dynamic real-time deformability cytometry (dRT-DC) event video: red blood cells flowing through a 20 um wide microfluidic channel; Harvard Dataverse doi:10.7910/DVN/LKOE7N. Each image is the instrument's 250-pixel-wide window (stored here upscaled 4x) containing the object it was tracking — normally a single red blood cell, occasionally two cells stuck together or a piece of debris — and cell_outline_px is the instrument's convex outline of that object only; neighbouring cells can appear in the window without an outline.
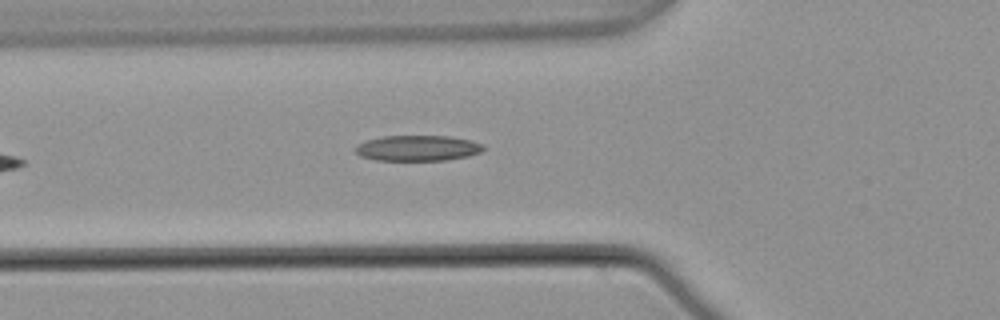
{"species": "common noctule bat (a hibernating species)", "species_latin": "Nyctalus noctula", "temperature_condition": "warm", "stored_images_in_passage": 4, "camera_frame_rate_fps": 3000, "um_per_image_px": 0.085, "animal": {"sex": "male", "body_mass_g": 21.5, "forearm_length_mm": 52.0}, "frame": {"image": 1, "passage_image": 4, "time_ms": 1.0, "image_size_px": [1000, 320], "cell_outline_px": [[484, 148], [480, 152], [468, 156], [444, 160], [376, 160], [360, 156], [352, 148], [356, 144], [380, 136], [448, 136], [472, 140], [484, 144]], "centroid_in_image_um": [35.47, 12.58], "position_along_channel_um": 90.3, "area_um2": 19.19}}